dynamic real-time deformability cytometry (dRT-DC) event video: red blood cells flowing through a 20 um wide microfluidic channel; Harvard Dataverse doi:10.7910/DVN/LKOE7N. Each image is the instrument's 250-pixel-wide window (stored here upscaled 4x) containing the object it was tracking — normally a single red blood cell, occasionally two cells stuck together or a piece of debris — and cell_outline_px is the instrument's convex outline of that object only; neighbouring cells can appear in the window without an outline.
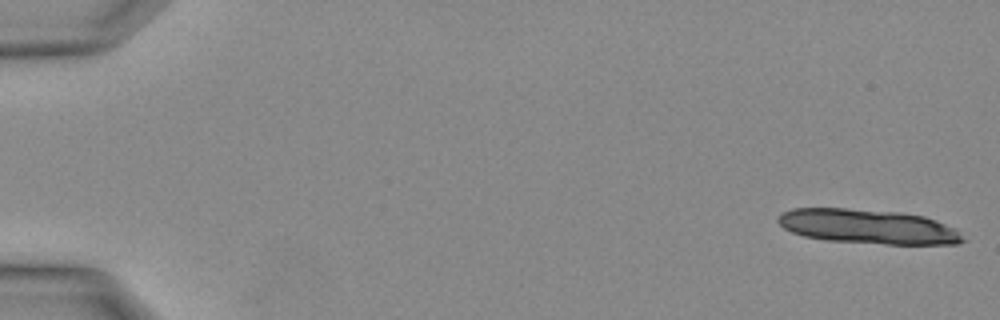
{"species": "Egyptian fruit bat (a non-hibernating species)", "species_latin": "Rousettus aegyptiacus", "temperature_condition": "warm", "stored_images_in_passage": 33, "camera_frame_rate_fps": 3000, "um_per_image_px": 0.085, "animal": {"sex": "female"}, "frame": {"image": 1, "passage_image": 1, "time_ms": 0.0, "image_size_px": [1000, 320], "cell_outline_px": [[968, 240], [956, 244], [884, 244], [824, 240], [804, 236], [792, 232], [784, 228], [776, 220], [776, 216], [792, 208], [844, 208], [900, 212], [924, 216], [936, 220], [956, 228]], "centroid_in_image_um": [73.81, 19.26], "position_along_channel_um": 11.2, "area_um2": 37.45}}
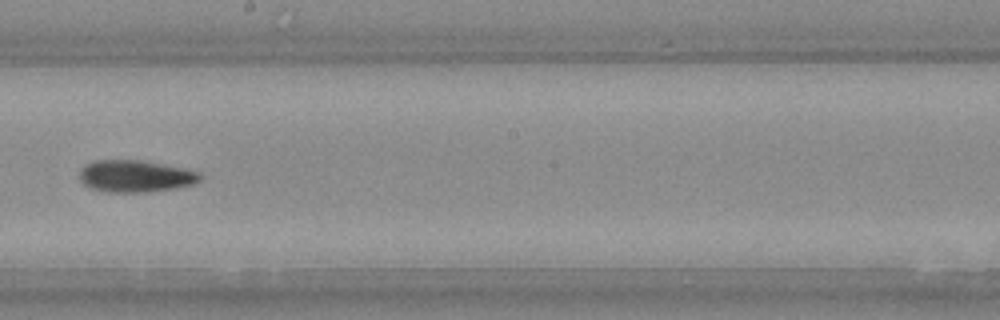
{"frame": {"image": 2, "passage_image": 20, "time_ms": 6.333, "image_size_px": [1000, 320], "cell_outline_px": [[200, 180], [192, 184], [172, 188], [144, 192], [112, 192], [92, 188], [84, 184], [80, 180], [80, 172], [84, 164], [96, 160], [140, 160], [200, 172]], "centroid_in_image_um": [11.46, 14.96], "position_along_channel_um": 236.7, "area_um2": 21.96}}
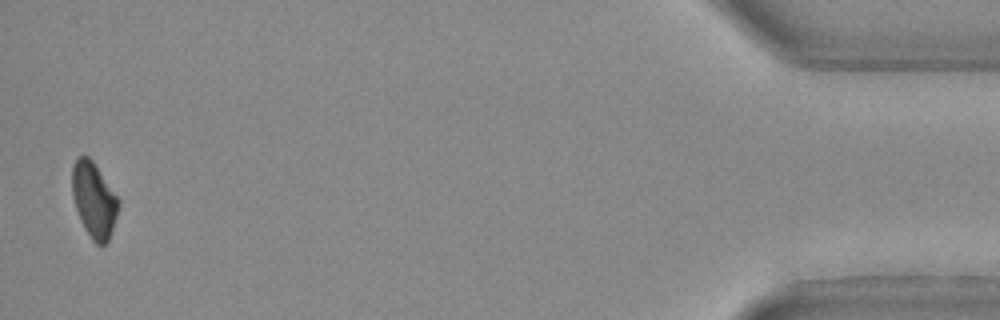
{"frame": {"image": 3, "passage_image": 33, "time_ms": 10.667, "image_size_px": [1000, 320], "cell_outline_px": [[120, 204], [108, 240], [104, 244], [96, 244], [92, 240], [84, 228], [76, 208], [72, 196], [72, 164], [80, 156], [88, 156], [92, 160], [120, 200]], "centroid_in_image_um": [7.98, 16.98], "position_along_channel_um": 427.2, "area_um2": 20.06}}